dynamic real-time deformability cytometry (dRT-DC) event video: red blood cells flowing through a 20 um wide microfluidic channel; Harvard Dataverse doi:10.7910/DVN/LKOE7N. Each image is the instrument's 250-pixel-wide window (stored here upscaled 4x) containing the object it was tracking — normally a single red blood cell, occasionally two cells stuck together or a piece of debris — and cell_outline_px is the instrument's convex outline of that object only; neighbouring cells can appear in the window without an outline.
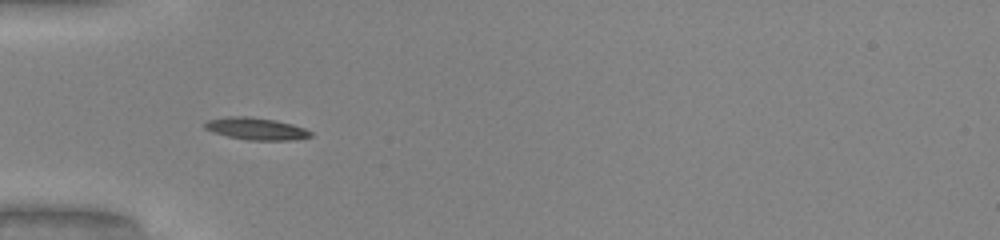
{"species": "common noctule bat (a hibernating species)", "species_latin": "Nyctalus noctula", "temperature_condition": "warm", "stored_images_in_passage": 8, "camera_frame_rate_fps": 3000, "um_per_image_px": 0.085, "animal": {"sex": "male", "body_mass_g": 20.0, "forearm_length_mm": 53.3}, "frame": {"image": 1, "passage_image": 1, "time_ms": 0.0, "image_size_px": [1000, 240], "cell_outline_px": [[312, 136], [296, 140], [248, 140], [228, 136], [212, 132], [204, 128], [204, 124], [208, 120], [224, 116], [248, 116], [276, 120], [292, 124], [304, 128], [312, 132]], "centroid_in_image_um": [21.76, 10.93], "position_along_channel_um": 63.2, "area_um2": 13.76}}